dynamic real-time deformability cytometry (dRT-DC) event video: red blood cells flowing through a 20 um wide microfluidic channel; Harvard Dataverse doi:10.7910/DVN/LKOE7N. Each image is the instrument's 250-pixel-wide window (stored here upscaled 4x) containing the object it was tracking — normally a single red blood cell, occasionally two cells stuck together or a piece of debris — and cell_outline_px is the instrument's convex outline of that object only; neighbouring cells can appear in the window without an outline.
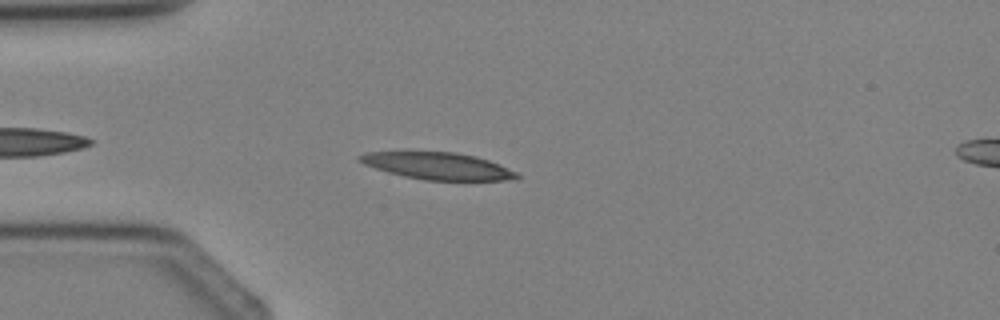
{"species": "Egyptian fruit bat (a non-hibernating species)", "species_latin": "Rousettus aegyptiacus", "temperature_condition": "cold", "stored_images_in_passage": 2, "camera_frame_rate_fps": 3000, "um_per_image_px": 0.085, "animal": {"sex": "female"}, "frame": {"image": 1, "passage_image": 2, "time_ms": 1.0, "image_size_px": [1000, 320], "cell_outline_px": [[520, 176], [516, 180], [424, 180], [404, 176], [388, 172], [364, 164], [356, 160], [356, 156], [364, 152], [456, 152], [476, 156], [488, 160], [516, 172]], "centroid_in_image_um": [37.18, 14.1], "position_along_channel_um": 47.8, "area_um2": 24.62}}